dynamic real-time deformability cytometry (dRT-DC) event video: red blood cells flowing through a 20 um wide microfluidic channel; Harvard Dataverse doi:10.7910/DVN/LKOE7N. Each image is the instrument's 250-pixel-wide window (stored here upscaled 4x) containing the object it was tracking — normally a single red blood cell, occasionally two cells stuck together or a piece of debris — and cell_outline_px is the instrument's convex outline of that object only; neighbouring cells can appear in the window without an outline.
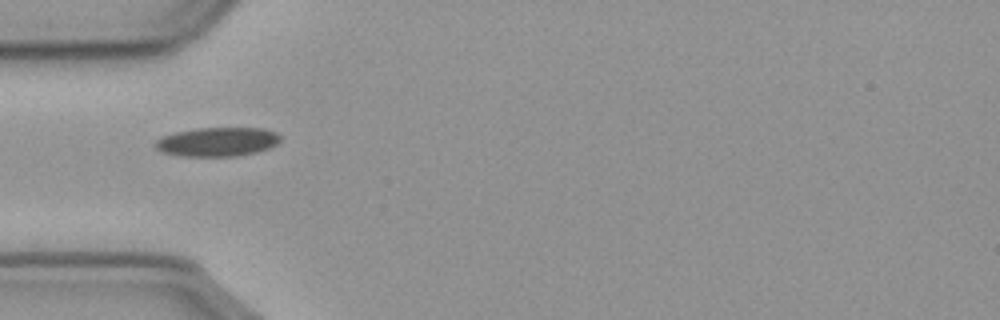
{"species": "common noctule bat (a hibernating species)", "species_latin": "Nyctalus noctula", "temperature_condition": "cold", "stored_images_in_passage": 24, "camera_frame_rate_fps": 3000, "um_per_image_px": 0.085, "animal": {"sex": "male", "body_mass_g": 23.1, "forearm_length_mm": 52.7}, "frame": {"image": 1, "passage_image": 1, "time_ms": 0.0, "image_size_px": [1000, 320], "cell_outline_px": [[280, 140], [276, 144], [268, 148], [256, 152], [236, 156], [184, 156], [160, 152], [152, 144], [156, 140], [164, 136], [176, 132], [196, 128], [264, 128], [276, 132], [280, 136]], "centroid_in_image_um": [18.46, 12.05], "position_along_channel_um": 66.5, "area_um2": 21.15}}
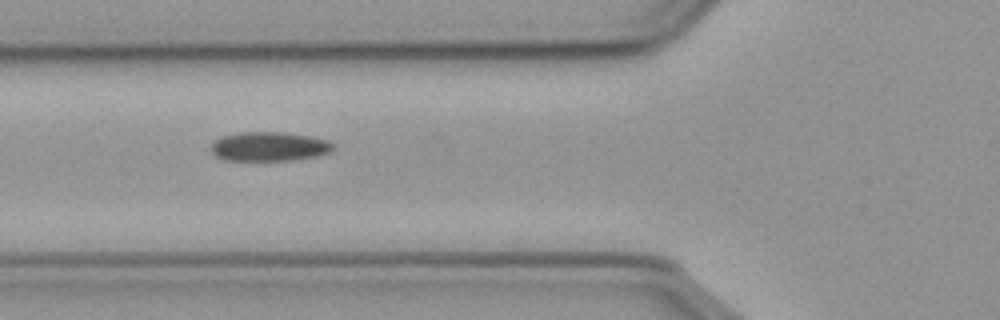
{"frame": {"image": 2, "passage_image": 4, "time_ms": 1.0, "image_size_px": [1000, 320], "cell_outline_px": [[332, 148], [328, 152], [316, 156], [292, 160], [224, 160], [216, 156], [212, 152], [212, 144], [220, 136], [240, 132], [284, 132], [312, 136], [328, 140], [332, 144]], "centroid_in_image_um": [22.86, 12.44], "position_along_channel_um": 102.9, "area_um2": 20.69}}